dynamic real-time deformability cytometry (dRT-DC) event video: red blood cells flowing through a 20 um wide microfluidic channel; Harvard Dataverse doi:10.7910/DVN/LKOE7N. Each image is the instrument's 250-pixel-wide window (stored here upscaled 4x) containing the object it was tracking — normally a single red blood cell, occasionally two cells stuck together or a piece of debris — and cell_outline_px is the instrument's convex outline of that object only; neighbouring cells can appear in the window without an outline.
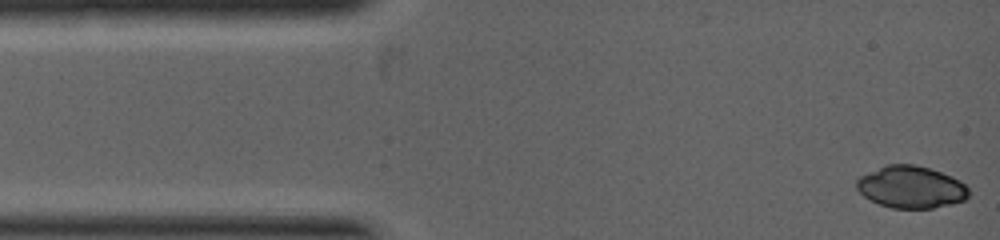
{"species": "common noctule bat (a hibernating species)", "species_latin": "Nyctalus noctula", "temperature_condition": "warm", "stored_images_in_passage": 14, "camera_frame_rate_fps": 5000, "um_per_image_px": 0.085, "animal": {"sex": "female", "body_mass_g": 19.0, "forearm_length_mm": 53.3}, "frame": {"image": 1, "passage_image": 1, "time_ms": 0.0, "image_size_px": [1000, 240], "cell_outline_px": [[968, 196], [964, 200], [952, 204], [932, 208], [892, 208], [880, 204], [864, 196], [856, 188], [856, 180], [860, 176], [888, 164], [912, 164], [928, 168], [952, 176], [960, 180], [968, 188]], "centroid_in_image_um": [77.44, 15.9], "position_along_channel_um": 7.6, "area_um2": 27.28}}
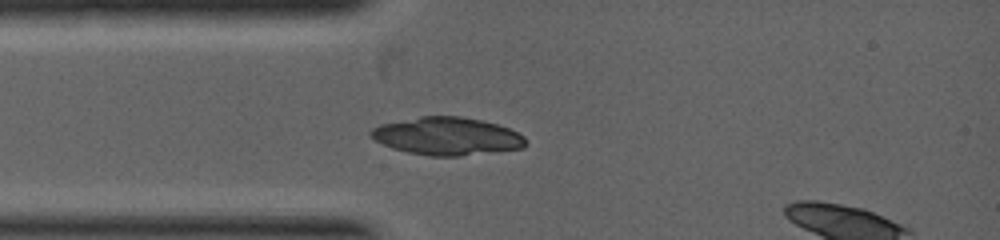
{"frame": {"image": 2, "passage_image": 7, "time_ms": 1.6, "image_size_px": [1000, 240], "cell_outline_px": [[528, 144], [524, 148], [460, 156], [432, 156], [408, 152], [392, 148], [368, 136], [368, 132], [372, 128], [380, 124], [420, 116], [460, 116], [480, 120], [496, 124], [508, 128], [524, 136], [528, 140]], "centroid_in_image_um": [38.0, 11.58], "position_along_channel_um": 47.0, "area_um2": 34.16}}
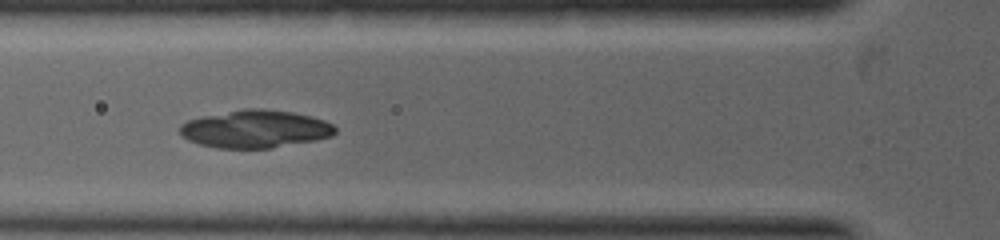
{"frame": {"image": 3, "passage_image": 10, "time_ms": 2.4, "image_size_px": [1000, 240], "cell_outline_px": [[336, 132], [332, 136], [316, 140], [272, 148], [216, 148], [200, 144], [188, 140], [180, 132], [180, 124], [188, 120], [204, 116], [244, 108], [264, 108], [292, 112], [312, 116], [324, 120], [332, 124], [336, 128]], "centroid_in_image_um": [21.72, 10.96], "position_along_channel_um": 104.1, "area_um2": 34.22}}